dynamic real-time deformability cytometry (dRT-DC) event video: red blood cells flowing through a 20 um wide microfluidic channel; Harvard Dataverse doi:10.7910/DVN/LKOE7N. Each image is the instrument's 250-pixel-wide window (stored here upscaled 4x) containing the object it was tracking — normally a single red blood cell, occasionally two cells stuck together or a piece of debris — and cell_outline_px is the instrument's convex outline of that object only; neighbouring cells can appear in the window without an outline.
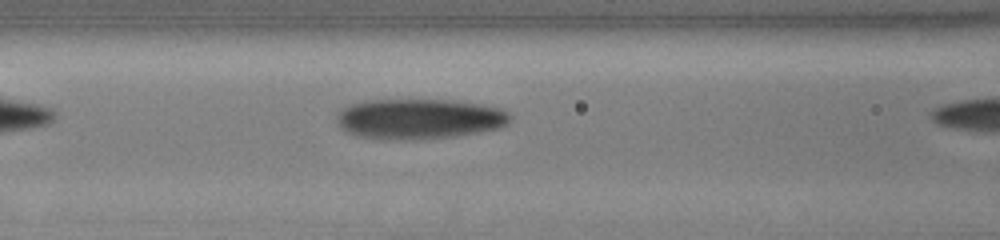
{"species": "human", "species_latin": "Homo sapiens", "temperature_condition": "cold", "stored_images_in_passage": 6, "camera_frame_rate_fps": 3000, "um_per_image_px": 0.085, "donor": {"sex": "male"}, "frame": {"image": 1, "passage_image": 5, "time_ms": 1.333, "image_size_px": [1000, 240], "cell_outline_px": [[512, 120], [508, 124], [500, 128], [480, 132], [456, 136], [416, 140], [380, 140], [356, 136], [340, 128], [336, 120], [336, 116], [348, 104], [364, 100], [452, 100], [480, 104], [500, 108], [508, 112], [512, 116]], "centroid_in_image_um": [35.63, 10.12], "position_along_channel_um": 131.0, "area_um2": 41.38}}